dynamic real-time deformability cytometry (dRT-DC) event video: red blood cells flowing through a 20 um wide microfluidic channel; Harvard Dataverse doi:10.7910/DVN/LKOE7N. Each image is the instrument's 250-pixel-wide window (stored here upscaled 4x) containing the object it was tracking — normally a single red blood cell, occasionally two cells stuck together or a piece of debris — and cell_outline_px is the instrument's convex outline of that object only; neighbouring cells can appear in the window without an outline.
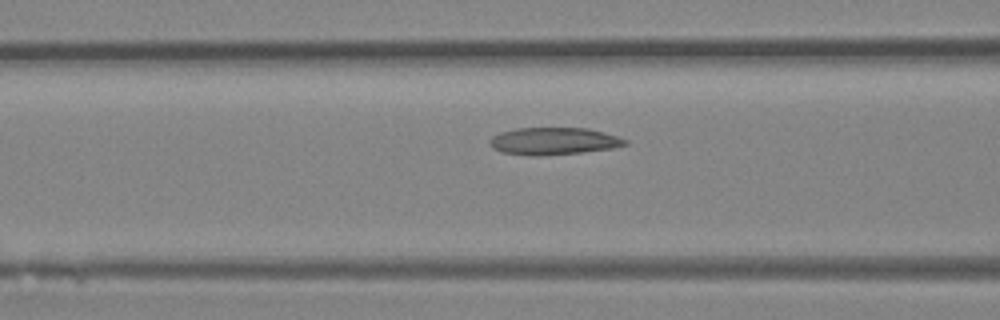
{"species": "Egyptian fruit bat (a non-hibernating species)", "species_latin": "Rousettus aegyptiacus", "temperature_condition": "room temperature", "stored_images_in_passage": 32, "camera_frame_rate_fps": 3000, "um_per_image_px": 0.085, "animal": {"sex": "female"}, "frame": {"image": 1, "passage_image": 13, "time_ms": 4.0, "image_size_px": [1000, 320], "cell_outline_px": [[628, 144], [612, 148], [580, 152], [536, 156], [528, 156], [500, 152], [492, 148], [488, 144], [488, 140], [492, 136], [500, 132], [516, 128], [588, 128], [604, 132], [628, 140]], "centroid_in_image_um": [47.0, 11.99], "position_along_channel_um": 119.6, "area_um2": 21.62}}
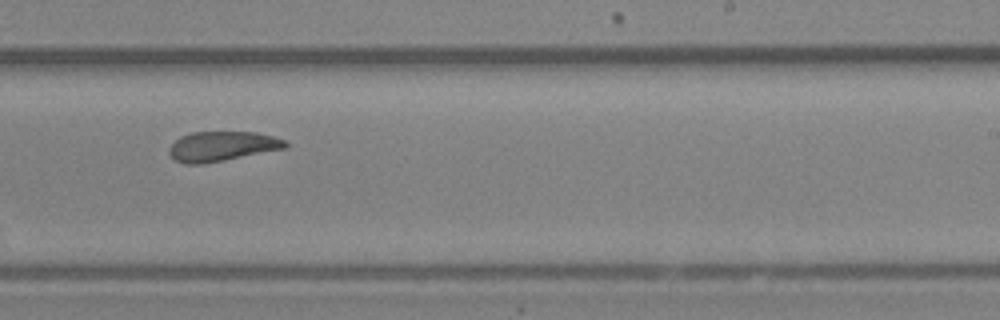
{"frame": {"image": 2, "passage_image": 23, "time_ms": 7.333, "image_size_px": [1000, 320], "cell_outline_px": [[288, 148], [224, 160], [200, 164], [184, 164], [176, 160], [168, 152], [168, 148], [180, 136], [192, 132], [256, 132], [272, 136], [284, 140], [288, 144]], "centroid_in_image_um": [18.87, 12.43], "position_along_channel_um": 270.1, "area_um2": 20.11}}
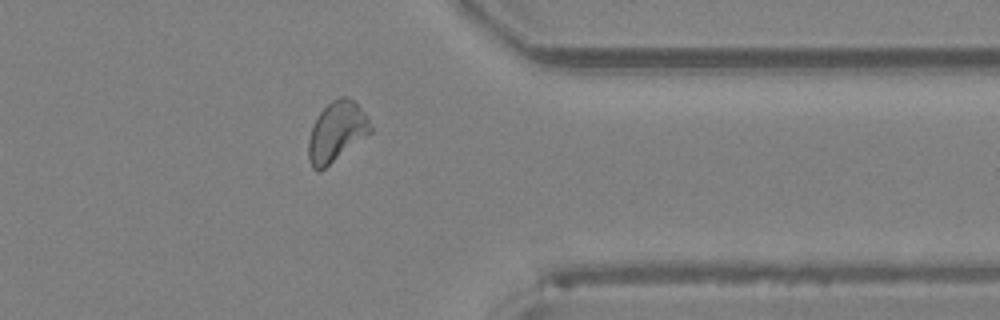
{"frame": {"image": 3, "passage_image": 31, "time_ms": 10.0, "image_size_px": [1000, 320], "cell_outline_px": [[372, 132], [320, 172], [316, 172], [312, 168], [308, 160], [308, 140], [312, 128], [320, 112], [332, 100], [340, 96], [348, 96], [368, 116], [372, 128]], "centroid_in_image_um": [28.61, 11.22], "position_along_channel_um": 382.8, "area_um2": 21.68}}